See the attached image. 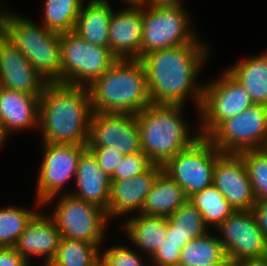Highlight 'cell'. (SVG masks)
<instances>
[{
    "instance_id": "obj_40",
    "label": "cell",
    "mask_w": 267,
    "mask_h": 266,
    "mask_svg": "<svg viewBox=\"0 0 267 266\" xmlns=\"http://www.w3.org/2000/svg\"><path fill=\"white\" fill-rule=\"evenodd\" d=\"M144 4H147V5L182 4V1L181 0H146Z\"/></svg>"
},
{
    "instance_id": "obj_13",
    "label": "cell",
    "mask_w": 267,
    "mask_h": 266,
    "mask_svg": "<svg viewBox=\"0 0 267 266\" xmlns=\"http://www.w3.org/2000/svg\"><path fill=\"white\" fill-rule=\"evenodd\" d=\"M225 256L232 262L267 257V244L251 210L233 212L217 227Z\"/></svg>"
},
{
    "instance_id": "obj_16",
    "label": "cell",
    "mask_w": 267,
    "mask_h": 266,
    "mask_svg": "<svg viewBox=\"0 0 267 266\" xmlns=\"http://www.w3.org/2000/svg\"><path fill=\"white\" fill-rule=\"evenodd\" d=\"M46 84L27 58L0 33V86L31 95H42Z\"/></svg>"
},
{
    "instance_id": "obj_1",
    "label": "cell",
    "mask_w": 267,
    "mask_h": 266,
    "mask_svg": "<svg viewBox=\"0 0 267 266\" xmlns=\"http://www.w3.org/2000/svg\"><path fill=\"white\" fill-rule=\"evenodd\" d=\"M207 48L206 44H186L142 56L139 60L145 69L151 104L184 105L189 93L199 110L204 85L194 83L208 58Z\"/></svg>"
},
{
    "instance_id": "obj_28",
    "label": "cell",
    "mask_w": 267,
    "mask_h": 266,
    "mask_svg": "<svg viewBox=\"0 0 267 266\" xmlns=\"http://www.w3.org/2000/svg\"><path fill=\"white\" fill-rule=\"evenodd\" d=\"M100 249L85 241L61 237L55 257L48 266H97L101 262Z\"/></svg>"
},
{
    "instance_id": "obj_3",
    "label": "cell",
    "mask_w": 267,
    "mask_h": 266,
    "mask_svg": "<svg viewBox=\"0 0 267 266\" xmlns=\"http://www.w3.org/2000/svg\"><path fill=\"white\" fill-rule=\"evenodd\" d=\"M87 88L93 112L136 115L151 104L139 59H118Z\"/></svg>"
},
{
    "instance_id": "obj_19",
    "label": "cell",
    "mask_w": 267,
    "mask_h": 266,
    "mask_svg": "<svg viewBox=\"0 0 267 266\" xmlns=\"http://www.w3.org/2000/svg\"><path fill=\"white\" fill-rule=\"evenodd\" d=\"M60 238V233L50 215L38 212L28 222L13 247L29 262L31 255L41 257L45 255L44 264L48 266L55 257Z\"/></svg>"
},
{
    "instance_id": "obj_8",
    "label": "cell",
    "mask_w": 267,
    "mask_h": 266,
    "mask_svg": "<svg viewBox=\"0 0 267 266\" xmlns=\"http://www.w3.org/2000/svg\"><path fill=\"white\" fill-rule=\"evenodd\" d=\"M206 138L222 153L263 149L267 139V107L249 106L222 121Z\"/></svg>"
},
{
    "instance_id": "obj_25",
    "label": "cell",
    "mask_w": 267,
    "mask_h": 266,
    "mask_svg": "<svg viewBox=\"0 0 267 266\" xmlns=\"http://www.w3.org/2000/svg\"><path fill=\"white\" fill-rule=\"evenodd\" d=\"M127 219L124 228L128 239L150 258L166 239L167 217L140 214Z\"/></svg>"
},
{
    "instance_id": "obj_43",
    "label": "cell",
    "mask_w": 267,
    "mask_h": 266,
    "mask_svg": "<svg viewBox=\"0 0 267 266\" xmlns=\"http://www.w3.org/2000/svg\"><path fill=\"white\" fill-rule=\"evenodd\" d=\"M127 3V5L129 6L130 4H144L146 2V0H123Z\"/></svg>"
},
{
    "instance_id": "obj_29",
    "label": "cell",
    "mask_w": 267,
    "mask_h": 266,
    "mask_svg": "<svg viewBox=\"0 0 267 266\" xmlns=\"http://www.w3.org/2000/svg\"><path fill=\"white\" fill-rule=\"evenodd\" d=\"M207 232L202 237L187 242L181 249L179 265H209L219 262L224 256L219 237L209 236Z\"/></svg>"
},
{
    "instance_id": "obj_45",
    "label": "cell",
    "mask_w": 267,
    "mask_h": 266,
    "mask_svg": "<svg viewBox=\"0 0 267 266\" xmlns=\"http://www.w3.org/2000/svg\"><path fill=\"white\" fill-rule=\"evenodd\" d=\"M2 16H3V12L0 11V33L2 31Z\"/></svg>"
},
{
    "instance_id": "obj_17",
    "label": "cell",
    "mask_w": 267,
    "mask_h": 266,
    "mask_svg": "<svg viewBox=\"0 0 267 266\" xmlns=\"http://www.w3.org/2000/svg\"><path fill=\"white\" fill-rule=\"evenodd\" d=\"M109 49L118 59H140L142 45V5L130 4L113 12L108 29Z\"/></svg>"
},
{
    "instance_id": "obj_30",
    "label": "cell",
    "mask_w": 267,
    "mask_h": 266,
    "mask_svg": "<svg viewBox=\"0 0 267 266\" xmlns=\"http://www.w3.org/2000/svg\"><path fill=\"white\" fill-rule=\"evenodd\" d=\"M36 213L11 206L0 208V247H13Z\"/></svg>"
},
{
    "instance_id": "obj_32",
    "label": "cell",
    "mask_w": 267,
    "mask_h": 266,
    "mask_svg": "<svg viewBox=\"0 0 267 266\" xmlns=\"http://www.w3.org/2000/svg\"><path fill=\"white\" fill-rule=\"evenodd\" d=\"M240 154L246 165L256 201H267V154L262 149Z\"/></svg>"
},
{
    "instance_id": "obj_24",
    "label": "cell",
    "mask_w": 267,
    "mask_h": 266,
    "mask_svg": "<svg viewBox=\"0 0 267 266\" xmlns=\"http://www.w3.org/2000/svg\"><path fill=\"white\" fill-rule=\"evenodd\" d=\"M250 94L254 104L267 107V53L238 62L227 70Z\"/></svg>"
},
{
    "instance_id": "obj_5",
    "label": "cell",
    "mask_w": 267,
    "mask_h": 266,
    "mask_svg": "<svg viewBox=\"0 0 267 266\" xmlns=\"http://www.w3.org/2000/svg\"><path fill=\"white\" fill-rule=\"evenodd\" d=\"M1 33L47 83H61V33L48 30L44 25L41 28L23 16L5 11Z\"/></svg>"
},
{
    "instance_id": "obj_44",
    "label": "cell",
    "mask_w": 267,
    "mask_h": 266,
    "mask_svg": "<svg viewBox=\"0 0 267 266\" xmlns=\"http://www.w3.org/2000/svg\"><path fill=\"white\" fill-rule=\"evenodd\" d=\"M6 137L7 136L4 134L3 129L0 126V145H2V143H4Z\"/></svg>"
},
{
    "instance_id": "obj_4",
    "label": "cell",
    "mask_w": 267,
    "mask_h": 266,
    "mask_svg": "<svg viewBox=\"0 0 267 266\" xmlns=\"http://www.w3.org/2000/svg\"><path fill=\"white\" fill-rule=\"evenodd\" d=\"M184 105L149 104L135 115L142 152L153 164L163 166L170 158L187 149L198 138L188 134L181 117Z\"/></svg>"
},
{
    "instance_id": "obj_2",
    "label": "cell",
    "mask_w": 267,
    "mask_h": 266,
    "mask_svg": "<svg viewBox=\"0 0 267 266\" xmlns=\"http://www.w3.org/2000/svg\"><path fill=\"white\" fill-rule=\"evenodd\" d=\"M92 114L86 86L47 83L39 105L43 143L87 145Z\"/></svg>"
},
{
    "instance_id": "obj_18",
    "label": "cell",
    "mask_w": 267,
    "mask_h": 266,
    "mask_svg": "<svg viewBox=\"0 0 267 266\" xmlns=\"http://www.w3.org/2000/svg\"><path fill=\"white\" fill-rule=\"evenodd\" d=\"M162 170L161 165L152 164L145 172L135 177L112 180L106 211L108 218L122 216L134 210H139L140 213L156 176Z\"/></svg>"
},
{
    "instance_id": "obj_20",
    "label": "cell",
    "mask_w": 267,
    "mask_h": 266,
    "mask_svg": "<svg viewBox=\"0 0 267 266\" xmlns=\"http://www.w3.org/2000/svg\"><path fill=\"white\" fill-rule=\"evenodd\" d=\"M40 96L0 86V126L7 137L12 130L38 127Z\"/></svg>"
},
{
    "instance_id": "obj_26",
    "label": "cell",
    "mask_w": 267,
    "mask_h": 266,
    "mask_svg": "<svg viewBox=\"0 0 267 266\" xmlns=\"http://www.w3.org/2000/svg\"><path fill=\"white\" fill-rule=\"evenodd\" d=\"M207 228L200 212L187 200L167 217L166 239L174 244H186L205 235Z\"/></svg>"
},
{
    "instance_id": "obj_46",
    "label": "cell",
    "mask_w": 267,
    "mask_h": 266,
    "mask_svg": "<svg viewBox=\"0 0 267 266\" xmlns=\"http://www.w3.org/2000/svg\"><path fill=\"white\" fill-rule=\"evenodd\" d=\"M262 150L267 154V139Z\"/></svg>"
},
{
    "instance_id": "obj_33",
    "label": "cell",
    "mask_w": 267,
    "mask_h": 266,
    "mask_svg": "<svg viewBox=\"0 0 267 266\" xmlns=\"http://www.w3.org/2000/svg\"><path fill=\"white\" fill-rule=\"evenodd\" d=\"M152 164L142 151L136 154L124 155L121 163L115 169L111 180H123L135 177L145 172Z\"/></svg>"
},
{
    "instance_id": "obj_35",
    "label": "cell",
    "mask_w": 267,
    "mask_h": 266,
    "mask_svg": "<svg viewBox=\"0 0 267 266\" xmlns=\"http://www.w3.org/2000/svg\"><path fill=\"white\" fill-rule=\"evenodd\" d=\"M184 245L174 244L165 239L150 257L152 264L158 266H178L181 249Z\"/></svg>"
},
{
    "instance_id": "obj_36",
    "label": "cell",
    "mask_w": 267,
    "mask_h": 266,
    "mask_svg": "<svg viewBox=\"0 0 267 266\" xmlns=\"http://www.w3.org/2000/svg\"><path fill=\"white\" fill-rule=\"evenodd\" d=\"M97 160L99 168L108 174L113 176L115 169L121 163L124 155L115 148H87Z\"/></svg>"
},
{
    "instance_id": "obj_41",
    "label": "cell",
    "mask_w": 267,
    "mask_h": 266,
    "mask_svg": "<svg viewBox=\"0 0 267 266\" xmlns=\"http://www.w3.org/2000/svg\"><path fill=\"white\" fill-rule=\"evenodd\" d=\"M232 264L233 263L227 258V256H224L219 262L204 266H232Z\"/></svg>"
},
{
    "instance_id": "obj_22",
    "label": "cell",
    "mask_w": 267,
    "mask_h": 266,
    "mask_svg": "<svg viewBox=\"0 0 267 266\" xmlns=\"http://www.w3.org/2000/svg\"><path fill=\"white\" fill-rule=\"evenodd\" d=\"M82 7L73 32L93 45L109 47L108 29L113 10L107 0H91Z\"/></svg>"
},
{
    "instance_id": "obj_10",
    "label": "cell",
    "mask_w": 267,
    "mask_h": 266,
    "mask_svg": "<svg viewBox=\"0 0 267 266\" xmlns=\"http://www.w3.org/2000/svg\"><path fill=\"white\" fill-rule=\"evenodd\" d=\"M221 153L201 136L187 149L170 158L162 168L189 198L213 184L215 160Z\"/></svg>"
},
{
    "instance_id": "obj_9",
    "label": "cell",
    "mask_w": 267,
    "mask_h": 266,
    "mask_svg": "<svg viewBox=\"0 0 267 266\" xmlns=\"http://www.w3.org/2000/svg\"><path fill=\"white\" fill-rule=\"evenodd\" d=\"M59 199L50 217L60 236L70 240L85 241L100 248L106 223L110 220L106 211L69 193H62Z\"/></svg>"
},
{
    "instance_id": "obj_15",
    "label": "cell",
    "mask_w": 267,
    "mask_h": 266,
    "mask_svg": "<svg viewBox=\"0 0 267 266\" xmlns=\"http://www.w3.org/2000/svg\"><path fill=\"white\" fill-rule=\"evenodd\" d=\"M213 185L235 211L251 210L257 202L241 154L221 153L216 158Z\"/></svg>"
},
{
    "instance_id": "obj_12",
    "label": "cell",
    "mask_w": 267,
    "mask_h": 266,
    "mask_svg": "<svg viewBox=\"0 0 267 266\" xmlns=\"http://www.w3.org/2000/svg\"><path fill=\"white\" fill-rule=\"evenodd\" d=\"M43 146L44 158L37 181L39 207L51 202L63 186L76 177L79 158L87 149V145L74 144L44 143Z\"/></svg>"
},
{
    "instance_id": "obj_47",
    "label": "cell",
    "mask_w": 267,
    "mask_h": 266,
    "mask_svg": "<svg viewBox=\"0 0 267 266\" xmlns=\"http://www.w3.org/2000/svg\"><path fill=\"white\" fill-rule=\"evenodd\" d=\"M178 266H199V265H178Z\"/></svg>"
},
{
    "instance_id": "obj_14",
    "label": "cell",
    "mask_w": 267,
    "mask_h": 266,
    "mask_svg": "<svg viewBox=\"0 0 267 266\" xmlns=\"http://www.w3.org/2000/svg\"><path fill=\"white\" fill-rule=\"evenodd\" d=\"M115 148L123 155L142 151L134 114L93 112L87 148Z\"/></svg>"
},
{
    "instance_id": "obj_27",
    "label": "cell",
    "mask_w": 267,
    "mask_h": 266,
    "mask_svg": "<svg viewBox=\"0 0 267 266\" xmlns=\"http://www.w3.org/2000/svg\"><path fill=\"white\" fill-rule=\"evenodd\" d=\"M188 201L200 212L208 228L210 226L217 228L235 212L224 195L213 184L194 193Z\"/></svg>"
},
{
    "instance_id": "obj_23",
    "label": "cell",
    "mask_w": 267,
    "mask_h": 266,
    "mask_svg": "<svg viewBox=\"0 0 267 266\" xmlns=\"http://www.w3.org/2000/svg\"><path fill=\"white\" fill-rule=\"evenodd\" d=\"M187 200L183 189L162 170L156 176L140 214L169 217Z\"/></svg>"
},
{
    "instance_id": "obj_31",
    "label": "cell",
    "mask_w": 267,
    "mask_h": 266,
    "mask_svg": "<svg viewBox=\"0 0 267 266\" xmlns=\"http://www.w3.org/2000/svg\"><path fill=\"white\" fill-rule=\"evenodd\" d=\"M43 25L51 31L66 33L74 30L83 4L45 2Z\"/></svg>"
},
{
    "instance_id": "obj_7",
    "label": "cell",
    "mask_w": 267,
    "mask_h": 266,
    "mask_svg": "<svg viewBox=\"0 0 267 266\" xmlns=\"http://www.w3.org/2000/svg\"><path fill=\"white\" fill-rule=\"evenodd\" d=\"M117 60L109 47L93 45L73 31L61 33V83L88 87Z\"/></svg>"
},
{
    "instance_id": "obj_42",
    "label": "cell",
    "mask_w": 267,
    "mask_h": 266,
    "mask_svg": "<svg viewBox=\"0 0 267 266\" xmlns=\"http://www.w3.org/2000/svg\"><path fill=\"white\" fill-rule=\"evenodd\" d=\"M45 2H60V3H69V4H83L82 0H45Z\"/></svg>"
},
{
    "instance_id": "obj_37",
    "label": "cell",
    "mask_w": 267,
    "mask_h": 266,
    "mask_svg": "<svg viewBox=\"0 0 267 266\" xmlns=\"http://www.w3.org/2000/svg\"><path fill=\"white\" fill-rule=\"evenodd\" d=\"M14 247H0V266H31Z\"/></svg>"
},
{
    "instance_id": "obj_11",
    "label": "cell",
    "mask_w": 267,
    "mask_h": 266,
    "mask_svg": "<svg viewBox=\"0 0 267 266\" xmlns=\"http://www.w3.org/2000/svg\"><path fill=\"white\" fill-rule=\"evenodd\" d=\"M224 73L216 81L204 85L198 110L202 116V137H207L222 121L254 104L246 89L227 70Z\"/></svg>"
},
{
    "instance_id": "obj_34",
    "label": "cell",
    "mask_w": 267,
    "mask_h": 266,
    "mask_svg": "<svg viewBox=\"0 0 267 266\" xmlns=\"http://www.w3.org/2000/svg\"><path fill=\"white\" fill-rule=\"evenodd\" d=\"M102 254L100 263L103 266H145L136 251L122 245L111 247Z\"/></svg>"
},
{
    "instance_id": "obj_39",
    "label": "cell",
    "mask_w": 267,
    "mask_h": 266,
    "mask_svg": "<svg viewBox=\"0 0 267 266\" xmlns=\"http://www.w3.org/2000/svg\"><path fill=\"white\" fill-rule=\"evenodd\" d=\"M232 266H267V257L258 259H245L234 262Z\"/></svg>"
},
{
    "instance_id": "obj_21",
    "label": "cell",
    "mask_w": 267,
    "mask_h": 266,
    "mask_svg": "<svg viewBox=\"0 0 267 266\" xmlns=\"http://www.w3.org/2000/svg\"><path fill=\"white\" fill-rule=\"evenodd\" d=\"M75 182L78 191L69 194L107 211L112 180L99 168L97 160L88 149L79 158Z\"/></svg>"
},
{
    "instance_id": "obj_6",
    "label": "cell",
    "mask_w": 267,
    "mask_h": 266,
    "mask_svg": "<svg viewBox=\"0 0 267 266\" xmlns=\"http://www.w3.org/2000/svg\"><path fill=\"white\" fill-rule=\"evenodd\" d=\"M182 4H142V45L140 58L164 48L203 44L189 27Z\"/></svg>"
},
{
    "instance_id": "obj_38",
    "label": "cell",
    "mask_w": 267,
    "mask_h": 266,
    "mask_svg": "<svg viewBox=\"0 0 267 266\" xmlns=\"http://www.w3.org/2000/svg\"><path fill=\"white\" fill-rule=\"evenodd\" d=\"M251 211L267 244V201H257Z\"/></svg>"
}]
</instances>
